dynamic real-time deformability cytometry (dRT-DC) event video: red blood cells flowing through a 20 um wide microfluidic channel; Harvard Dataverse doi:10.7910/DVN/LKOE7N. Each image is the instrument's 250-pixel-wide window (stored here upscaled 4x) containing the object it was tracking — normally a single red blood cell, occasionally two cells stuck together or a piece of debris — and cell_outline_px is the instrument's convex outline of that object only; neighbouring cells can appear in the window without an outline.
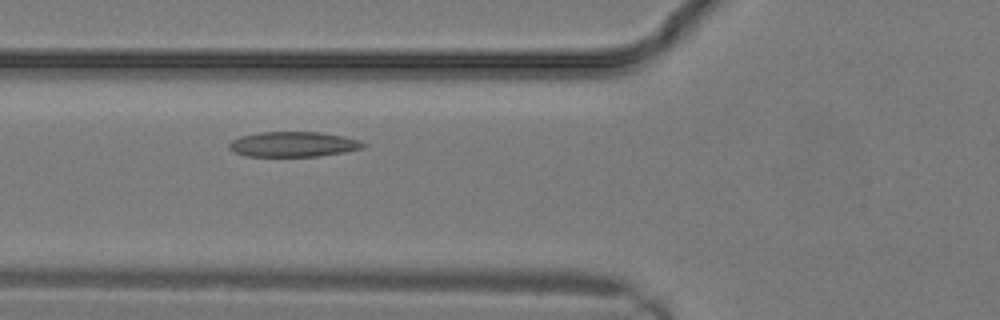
{"species": "common noctule bat (a hibernating species)", "species_latin": "Nyctalus noctula", "temperature_condition": "warm", "stored_images_in_passage": 8, "camera_frame_rate_fps": 3000, "um_per_image_px": 0.085, "animal": {"sex": "male", "body_mass_g": 19.2, "forearm_length_mm": 51.8}, "frame": {"image": 1, "passage_image": 5, "time_ms": 1.333, "image_size_px": [1000, 320], "cell_outline_px": [[368, 144], [364, 148], [344, 152], [320, 156], [248, 156], [236, 152], [228, 148], [228, 144], [232, 140], [240, 136], [260, 132], [320, 132], [360, 140]], "centroid_in_image_um": [24.95, 12.26], "position_along_channel_um": 100.9, "area_um2": 19.59}}
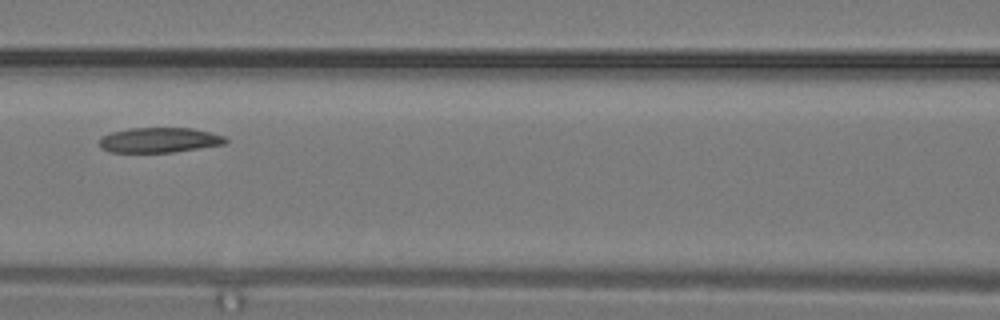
{"frame": {"image": 2, "passage_image": 7, "time_ms": 2.0, "image_size_px": [1000, 320], "cell_outline_px": [[228, 140], [224, 144], [172, 152], [108, 152], [100, 148], [100, 136], [112, 132], [128, 128], [192, 128], [224, 136]], "centroid_in_image_um": [13.49, 11.9], "position_along_channel_um": 153.1, "area_um2": 18.32}}